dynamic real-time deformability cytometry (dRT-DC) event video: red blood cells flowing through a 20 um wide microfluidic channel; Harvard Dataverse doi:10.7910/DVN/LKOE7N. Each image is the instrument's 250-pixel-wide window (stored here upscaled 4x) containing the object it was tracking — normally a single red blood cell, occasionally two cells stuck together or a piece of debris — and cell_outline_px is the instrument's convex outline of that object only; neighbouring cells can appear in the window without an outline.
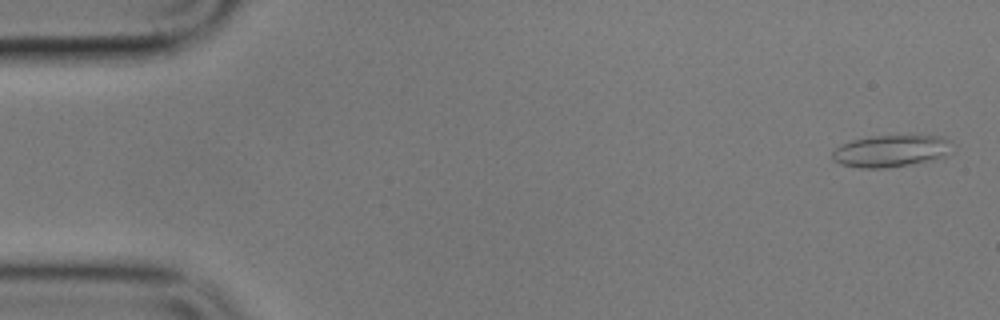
{"species": "common noctule bat (a hibernating species)", "species_latin": "Nyctalus noctula", "temperature_condition": "cold", "stored_images_in_passage": 5, "camera_frame_rate_fps": 3000, "um_per_image_px": 0.085, "animal": {"sex": "male", "body_mass_g": 17.9}, "frame": {"image": 1, "passage_image": 1, "time_ms": 0.0, "image_size_px": [1000, 320], "cell_outline_px": [[956, 144], [944, 156], [932, 160], [884, 168], [860, 168], [840, 164], [832, 160], [832, 152], [836, 148], [852, 140], [872, 136], [944, 136], [952, 140]], "centroid_in_image_um": [75.77, 12.83], "position_along_channel_um": 9.2, "area_um2": 22.31}}
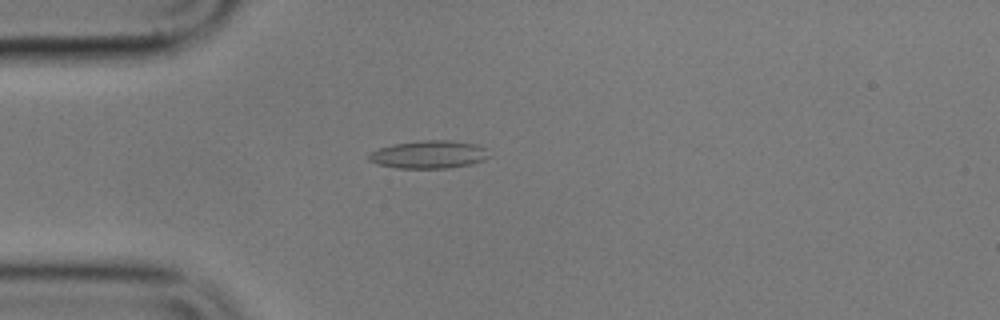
{"frame": {"image": 2, "passage_image": 5, "time_ms": 4.667, "image_size_px": [1000, 320], "cell_outline_px": [[488, 156], [484, 160], [472, 164], [448, 168], [396, 168], [376, 164], [368, 160], [368, 156], [372, 152], [380, 148], [392, 144], [420, 140], [452, 140], [476, 144], [488, 148]], "centroid_in_image_um": [36.47, 13.13], "position_along_channel_um": 48.5, "area_um2": 19.71}}